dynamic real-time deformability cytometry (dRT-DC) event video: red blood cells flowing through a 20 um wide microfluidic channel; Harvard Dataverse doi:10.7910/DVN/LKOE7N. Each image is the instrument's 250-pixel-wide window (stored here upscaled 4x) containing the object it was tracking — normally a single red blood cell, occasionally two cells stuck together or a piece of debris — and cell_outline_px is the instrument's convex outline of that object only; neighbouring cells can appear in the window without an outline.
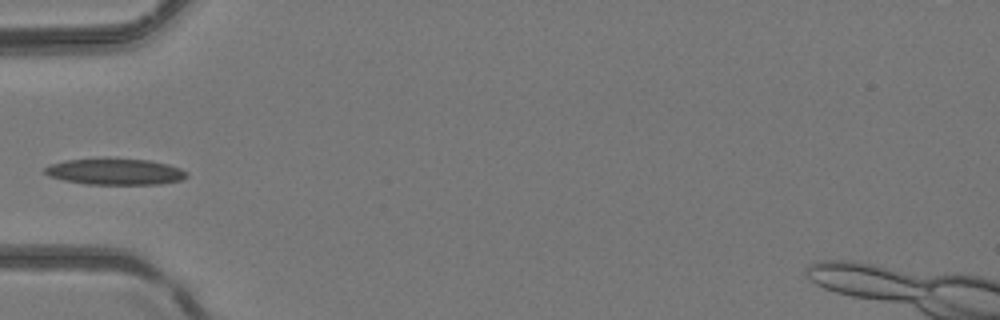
{"species": "common noctule bat (a hibernating species)", "species_latin": "Nyctalus noctula", "temperature_condition": "room temperature", "stored_images_in_passage": 2, "camera_frame_rate_fps": 3000, "um_per_image_px": 0.085, "animal": {"sex": "female", "body_mass_g": 24.6, "forearm_length_mm": 56.2}, "frame": {"image": 1, "passage_image": 2, "time_ms": 1.0, "image_size_px": [1000, 320], "cell_outline_px": [[188, 176], [180, 180], [160, 184], [88, 184], [64, 180], [48, 176], [44, 172], [44, 168], [52, 164], [64, 160], [104, 156], [108, 156], [148, 160], [168, 164], [180, 168], [188, 172]], "centroid_in_image_um": [9.77, 14.55], "position_along_channel_um": 75.2, "area_um2": 22.37}}